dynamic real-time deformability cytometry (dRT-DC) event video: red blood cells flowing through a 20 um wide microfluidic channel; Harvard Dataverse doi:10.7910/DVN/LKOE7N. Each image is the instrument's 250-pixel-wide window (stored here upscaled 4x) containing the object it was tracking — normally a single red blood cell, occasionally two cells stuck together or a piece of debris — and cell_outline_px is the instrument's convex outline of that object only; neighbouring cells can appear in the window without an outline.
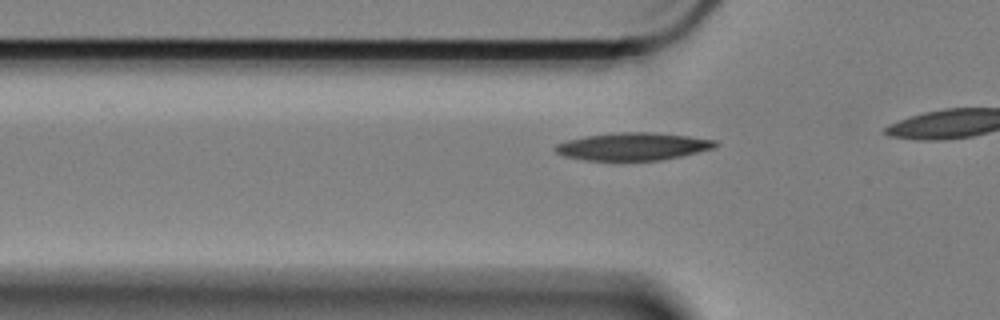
{"species": "Egyptian fruit bat (a non-hibernating species)", "species_latin": "Rousettus aegyptiacus", "temperature_condition": "cold", "stored_images_in_passage": 16, "camera_frame_rate_fps": 3000, "um_per_image_px": 0.085, "animal": {"sex": "female"}, "frame": {"image": 1, "passage_image": 10, "time_ms": 3.0, "image_size_px": [1000, 320], "cell_outline_px": [[720, 144], [712, 148], [684, 156], [660, 160], [584, 160], [564, 156], [556, 152], [552, 148], [556, 144], [568, 140], [584, 136], [620, 132], [656, 132], [688, 136], [716, 140]], "centroid_in_image_um": [53.8, 12.45], "position_along_channel_um": 72.0, "area_um2": 25.84}}
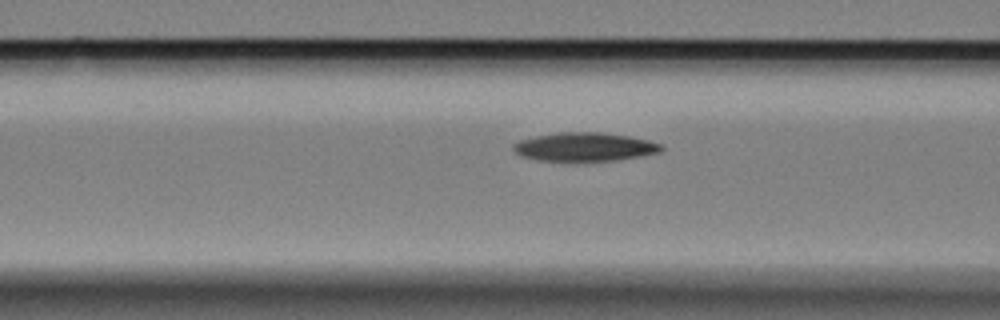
{"frame": {"image": 2, "passage_image": 14, "time_ms": 4.333, "image_size_px": [1000, 320], "cell_outline_px": [[664, 148], [660, 152], [640, 156], [616, 160], [584, 164], [576, 164], [536, 160], [520, 156], [512, 148], [512, 144], [520, 140], [536, 136], [560, 132], [600, 132], [628, 136], [648, 140], [660, 144]], "centroid_in_image_um": [49.64, 12.54], "position_along_channel_um": 117.0, "area_um2": 25.66}}